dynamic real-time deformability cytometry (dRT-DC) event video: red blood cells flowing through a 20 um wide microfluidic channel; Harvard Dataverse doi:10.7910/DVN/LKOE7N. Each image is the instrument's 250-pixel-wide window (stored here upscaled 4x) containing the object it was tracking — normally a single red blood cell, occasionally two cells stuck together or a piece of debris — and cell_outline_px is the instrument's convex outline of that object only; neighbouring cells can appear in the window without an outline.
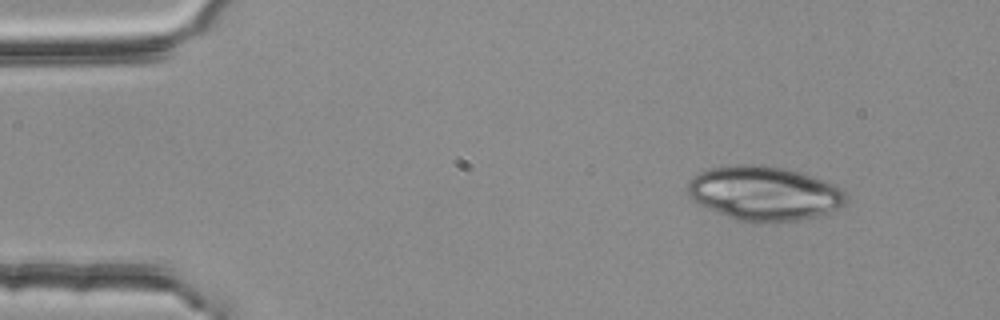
{"species": "common noctule bat (a hibernating species)", "species_latin": "Nyctalus noctula", "temperature_condition": "room temperature", "stored_images_in_passage": 20, "camera_frame_rate_fps": 3000, "um_per_image_px": 0.085, "animal": {"sex": "female", "body_mass_g": 25.1}, "frame": {"image": 1, "passage_image": 1, "time_ms": 0.0, "image_size_px": [1000, 320], "cell_outline_px": [[848, 200], [844, 204], [828, 212], [816, 216], [800, 220], [760, 224], [752, 224], [736, 220], [708, 208], [700, 204], [688, 196], [688, 180], [700, 172], [708, 168], [740, 164], [764, 164], [784, 168], [800, 172], [832, 184], [840, 188], [848, 196]], "centroid_in_image_um": [64.93, 16.44], "position_along_channel_um": 20.1, "area_um2": 50.4}}